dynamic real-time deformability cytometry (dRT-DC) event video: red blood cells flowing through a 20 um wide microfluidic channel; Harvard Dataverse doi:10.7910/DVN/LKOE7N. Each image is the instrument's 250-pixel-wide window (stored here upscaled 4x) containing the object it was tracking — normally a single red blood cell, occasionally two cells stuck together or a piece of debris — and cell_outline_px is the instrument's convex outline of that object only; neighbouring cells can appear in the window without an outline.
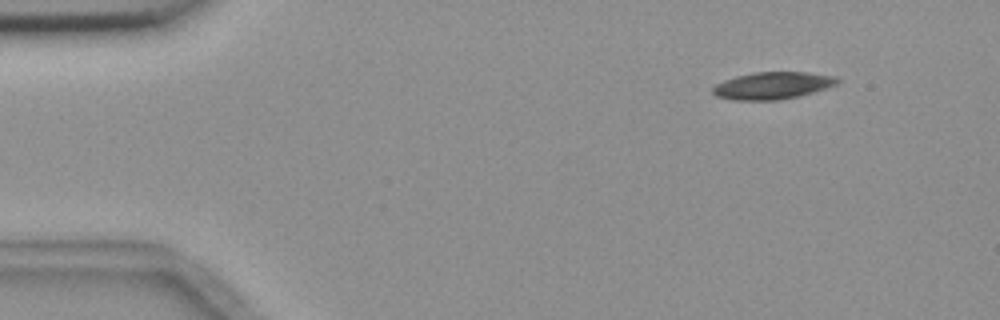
{"species": "common noctule bat (a hibernating species)", "species_latin": "Nyctalus noctula", "temperature_condition": "room temperature", "stored_images_in_passage": 6, "camera_frame_rate_fps": 3000, "um_per_image_px": 0.085, "animal": {"sex": "female", "body_mass_g": 18.4}, "frame": {"image": 1, "passage_image": 1, "time_ms": 0.0, "image_size_px": [1000, 320], "cell_outline_px": [[840, 80], [836, 84], [800, 96], [780, 100], [732, 100], [716, 96], [712, 92], [712, 88], [716, 84], [724, 80], [736, 76], [756, 72], [808, 72], [836, 76]], "centroid_in_image_um": [65.65, 7.27], "position_along_channel_um": 19.4, "area_um2": 19.71}}
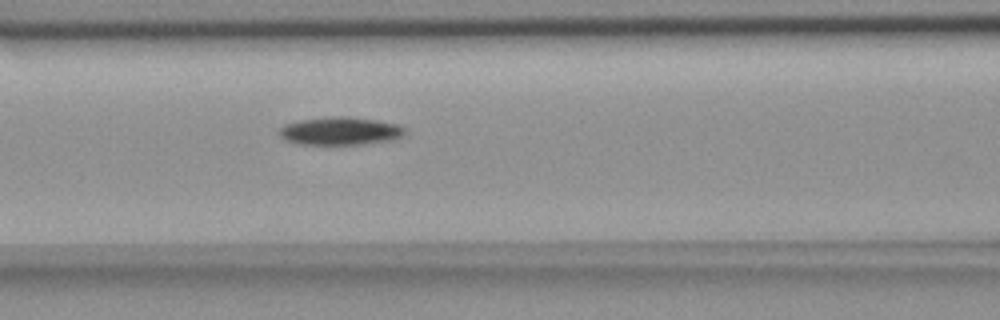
{"frame": {"image": 2, "passage_image": 6, "time_ms": 5.667, "image_size_px": [1000, 320], "cell_outline_px": [[408, 128], [404, 136], [392, 140], [360, 144], [296, 144], [284, 140], [280, 136], [280, 128], [284, 124], [300, 120], [340, 116], [344, 116], [376, 120], [400, 124]], "centroid_in_image_um": [28.97, 11.14], "position_along_channel_um": 137.6, "area_um2": 20.58}}